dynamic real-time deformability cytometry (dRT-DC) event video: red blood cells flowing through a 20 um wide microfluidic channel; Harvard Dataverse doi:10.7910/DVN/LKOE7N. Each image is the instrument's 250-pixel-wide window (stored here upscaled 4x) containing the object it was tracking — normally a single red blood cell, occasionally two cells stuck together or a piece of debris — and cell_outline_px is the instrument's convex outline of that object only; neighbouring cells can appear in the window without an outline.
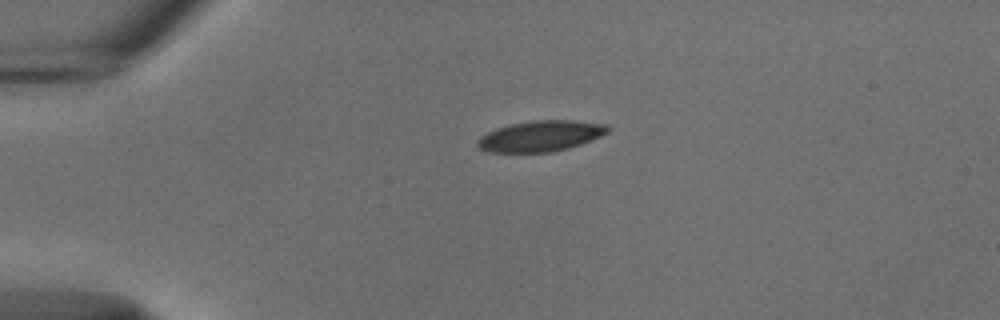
{"species": "common noctule bat (a hibernating species)", "species_latin": "Nyctalus noctula", "temperature_condition": "cold", "stored_images_in_passage": 42, "camera_frame_rate_fps": 3000, "um_per_image_px": 0.085, "animal": {"sex": "male", "body_mass_g": 18.8}, "frame": {"image": 1, "passage_image": 1, "time_ms": 0.0, "image_size_px": [1000, 320], "cell_outline_px": [[612, 128], [608, 132], [592, 140], [568, 148], [552, 152], [488, 152], [476, 148], [476, 140], [480, 136], [496, 128], [512, 124], [532, 120], [572, 120], [608, 124]], "centroid_in_image_um": [45.94, 11.56], "position_along_channel_um": 39.1, "area_um2": 23.58}}
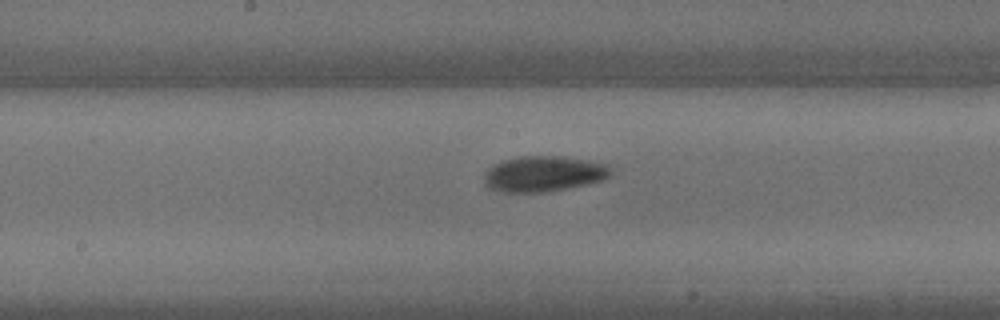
{"frame": {"image": 2, "passage_image": 17, "time_ms": 5.333, "image_size_px": [1000, 320], "cell_outline_px": [[612, 172], [604, 180], [548, 192], [504, 192], [488, 188], [484, 184], [484, 176], [488, 168], [492, 164], [500, 160], [520, 156], [564, 156], [608, 164], [612, 168]], "centroid_in_image_um": [46.19, 14.76], "position_along_channel_um": 202.0, "area_um2": 26.59}}
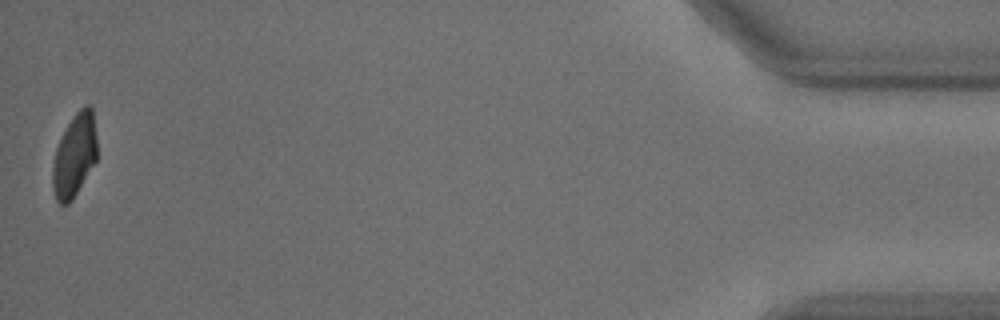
{"frame": {"image": 3, "passage_image": 42, "time_ms": 13.667, "image_size_px": [1000, 320], "cell_outline_px": [[96, 160], [72, 200], [68, 204], [60, 204], [56, 200], [52, 184], [52, 168], [56, 148], [72, 116], [84, 104], [88, 104], [92, 108], [96, 136]], "centroid_in_image_um": [6.33, 13.2], "position_along_channel_um": 428.9, "area_um2": 21.27}, "authors_computed_cell_mechanics": {"area_um2": 24.5072, "velocity_mm_per_s": 3.739, "shape_relaxation_time_tau1_ms": 3.4707, "shape_relaxation_time_tau2_ms": null, "deformation_change_tau1": 0.0971, "deformation_change_tau2": null}}